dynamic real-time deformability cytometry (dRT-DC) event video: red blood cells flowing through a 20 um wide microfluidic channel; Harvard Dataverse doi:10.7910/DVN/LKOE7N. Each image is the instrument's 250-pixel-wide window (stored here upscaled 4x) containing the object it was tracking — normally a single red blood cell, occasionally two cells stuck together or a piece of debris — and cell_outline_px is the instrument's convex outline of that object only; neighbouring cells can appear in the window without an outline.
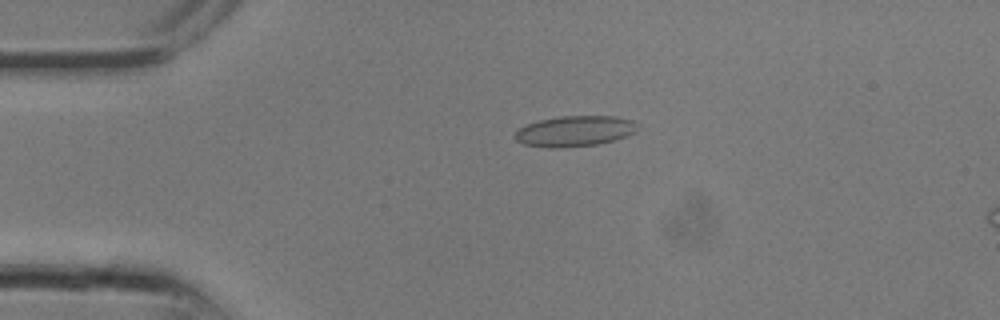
{"species": "common noctule bat (a hibernating species)", "species_latin": "Nyctalus noctula", "temperature_condition": "room temperature", "stored_images_in_passage": 9, "camera_frame_rate_fps": 3000, "um_per_image_px": 0.085, "animal": {"sex": "male", "body_mass_g": 13.3}, "frame": {"image": 1, "passage_image": 6, "time_ms": 1.667, "image_size_px": [1000, 320], "cell_outline_px": [[640, 124], [636, 132], [628, 136], [616, 140], [596, 144], [560, 148], [548, 148], [524, 144], [516, 140], [512, 136], [516, 128], [524, 124], [540, 120], [560, 116], [616, 116], [636, 120]], "centroid_in_image_um": [48.86, 11.14], "position_along_channel_um": 36.1, "area_um2": 22.48}}